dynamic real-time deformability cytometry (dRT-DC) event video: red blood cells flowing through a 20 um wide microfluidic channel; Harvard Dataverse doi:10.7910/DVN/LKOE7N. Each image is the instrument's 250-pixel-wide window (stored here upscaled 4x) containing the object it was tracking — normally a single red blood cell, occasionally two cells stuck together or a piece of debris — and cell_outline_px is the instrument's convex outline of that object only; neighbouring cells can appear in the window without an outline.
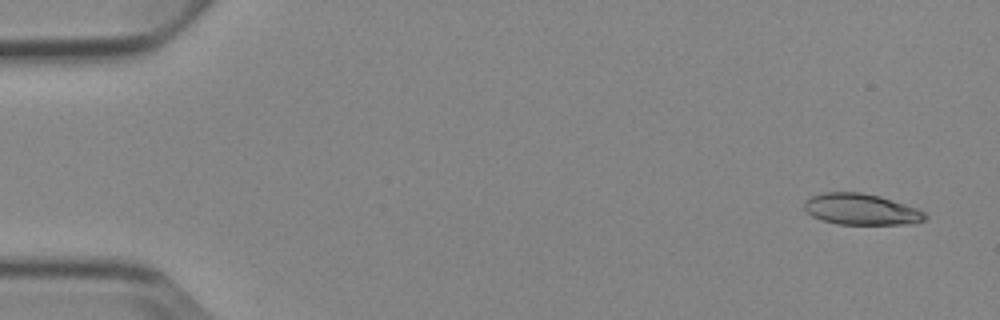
{"species": "Egyptian fruit bat (a non-hibernating species)", "species_latin": "Rousettus aegyptiacus", "temperature_condition": "cold", "stored_images_in_passage": 4, "camera_frame_rate_fps": 3000, "um_per_image_px": 0.085, "animal": {"sex": "female"}, "frame": {"image": 1, "passage_image": 1, "time_ms": 0.0, "image_size_px": [1000, 320], "cell_outline_px": [[928, 216], [924, 220], [916, 224], [836, 224], [820, 220], [812, 216], [804, 208], [804, 200], [812, 196], [824, 192], [860, 192], [880, 196], [916, 208], [924, 212]], "centroid_in_image_um": [73.19, 17.8], "position_along_channel_um": 11.8, "area_um2": 22.02}}
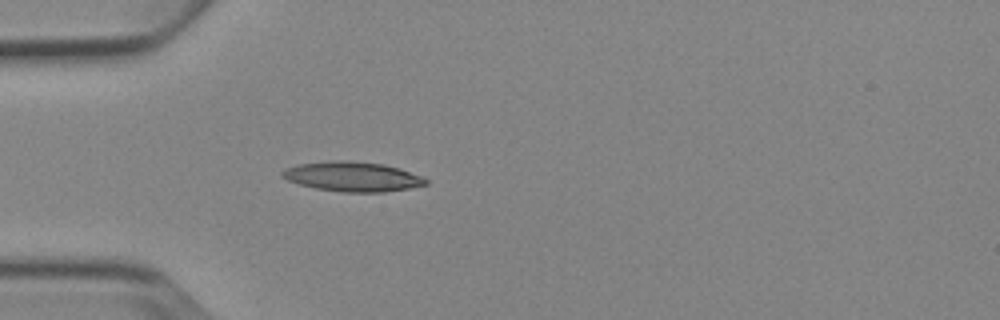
{"frame": {"image": 2, "passage_image": 4, "time_ms": 4.333, "image_size_px": [1000, 320], "cell_outline_px": [[428, 184], [408, 188], [384, 192], [344, 192], [316, 188], [300, 184], [288, 180], [280, 176], [280, 172], [284, 168], [296, 164], [332, 160], [344, 160], [384, 164], [400, 168], [420, 176], [428, 180]], "centroid_in_image_um": [29.92, 15.0], "position_along_channel_um": 55.1, "area_um2": 24.85}}